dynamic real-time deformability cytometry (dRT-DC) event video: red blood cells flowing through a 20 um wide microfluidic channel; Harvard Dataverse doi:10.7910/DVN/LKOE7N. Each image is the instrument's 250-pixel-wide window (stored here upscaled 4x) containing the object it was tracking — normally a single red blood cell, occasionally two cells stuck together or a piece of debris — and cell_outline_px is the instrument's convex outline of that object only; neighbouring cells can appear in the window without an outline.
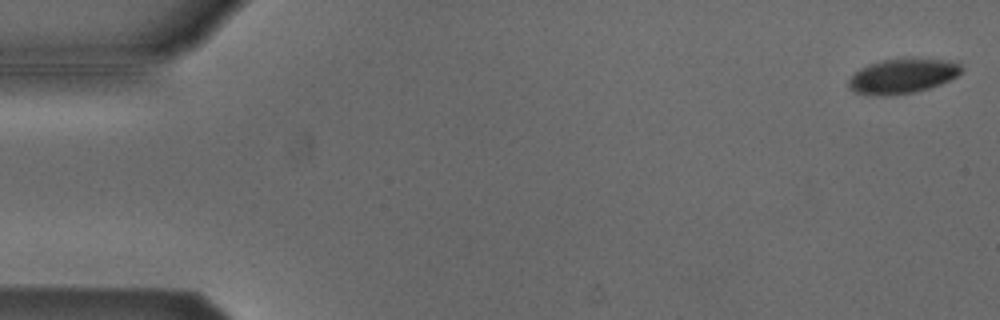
{"species": "Egyptian fruit bat (a non-hibernating species)", "species_latin": "Rousettus aegyptiacus", "temperature_condition": "cold", "stored_images_in_passage": 55, "camera_frame_rate_fps": 3000, "um_per_image_px": 0.085, "animal": {"sex": "male"}, "frame": {"image": 1, "passage_image": 2, "time_ms": 0.333, "image_size_px": [1000, 320], "cell_outline_px": [[964, 68], [956, 76], [940, 84], [928, 88], [912, 92], [884, 96], [880, 96], [856, 92], [848, 88], [848, 80], [860, 68], [868, 64], [880, 60], [904, 56], [912, 56], [956, 60]], "centroid_in_image_um": [76.75, 6.4], "position_along_channel_um": 8.3, "area_um2": 23.52}}
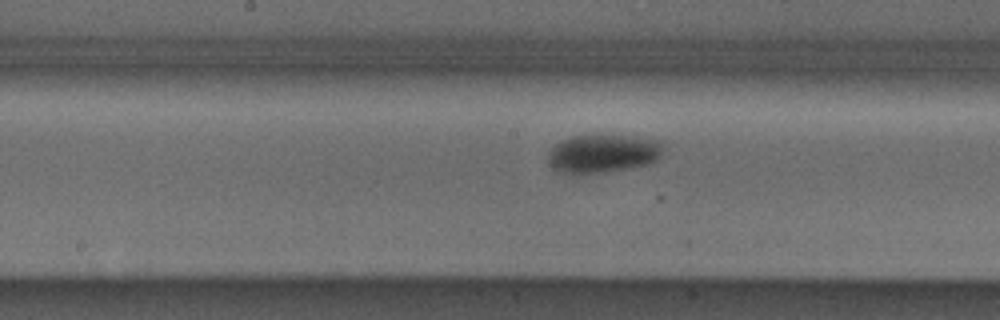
{"frame": {"image": 2, "passage_image": 28, "time_ms": 9.0, "image_size_px": [1000, 320], "cell_outline_px": [[660, 156], [656, 160], [648, 164], [628, 168], [596, 172], [564, 172], [552, 168], [548, 164], [548, 152], [556, 144], [572, 136], [584, 132], [604, 132], [660, 140]], "centroid_in_image_um": [51.22, 12.96], "position_along_channel_um": 197.0, "area_um2": 26.07}}
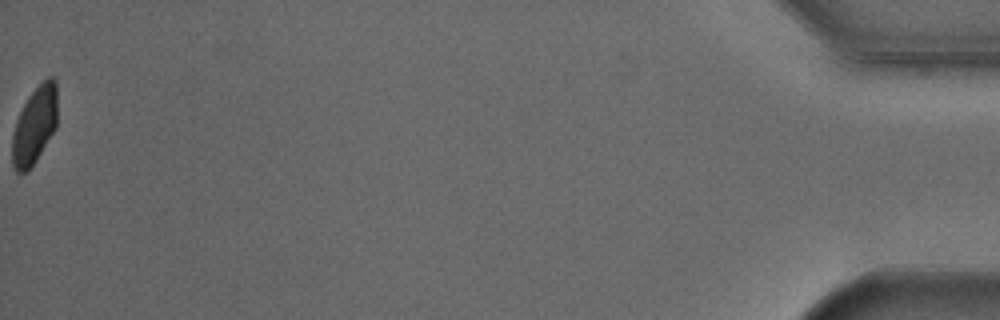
{"frame": {"image": 3, "passage_image": 55, "time_ms": 18.0, "image_size_px": [1000, 320], "cell_outline_px": [[56, 128], [36, 160], [28, 172], [16, 172], [12, 164], [12, 136], [16, 120], [28, 96], [48, 76], [52, 76], [56, 80]], "centroid_in_image_um": [2.93, 10.67], "position_along_channel_um": 432.3, "area_um2": 20.23}, "authors_computed_cell_mechanics": {"area_um2": 24.9118, "velocity_mm_per_s": 3.7929, "shape_relaxation_time_tau1_ms": 1.6976, "shape_relaxation_time_tau2_ms": null, "deformation_change_tau1": 0.0793, "deformation_change_tau2": null}}